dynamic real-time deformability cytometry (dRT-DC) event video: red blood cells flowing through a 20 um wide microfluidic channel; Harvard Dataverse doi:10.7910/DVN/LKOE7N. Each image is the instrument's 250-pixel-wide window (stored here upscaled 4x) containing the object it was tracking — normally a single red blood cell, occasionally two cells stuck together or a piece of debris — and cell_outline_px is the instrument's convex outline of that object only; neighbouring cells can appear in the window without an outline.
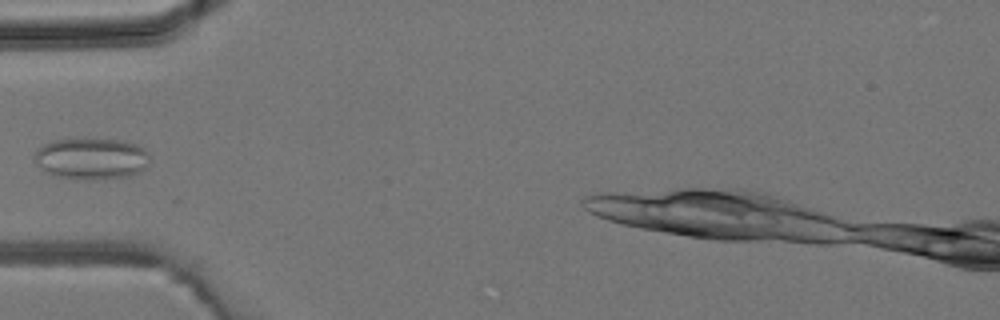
{"species": "common noctule bat (a hibernating species)", "species_latin": "Nyctalus noctula", "temperature_condition": "room temperature", "stored_images_in_passage": 25, "camera_frame_rate_fps": 3000, "um_per_image_px": 0.085, "animal": {"sex": "male", "body_mass_g": 19.2, "forearm_length_mm": 51.8}, "frame": {"image": 1, "passage_image": 1, "time_ms": 0.0, "image_size_px": [1000, 320], "cell_outline_px": [[148, 164], [140, 172], [128, 176], [56, 176], [40, 168], [36, 160], [36, 152], [44, 144], [56, 140], [120, 140], [136, 144], [144, 148], [148, 152]], "centroid_in_image_um": [7.82, 13.44], "position_along_channel_um": 77.2, "area_um2": 26.18}}
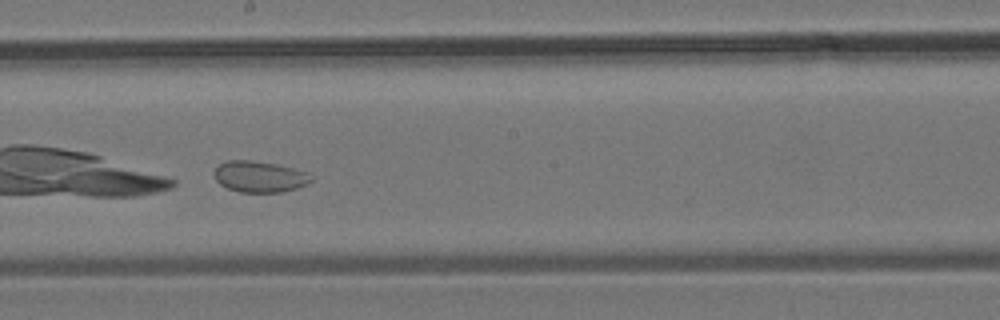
{"frame": {"image": 2, "passage_image": 11, "time_ms": 3.333, "image_size_px": [1000, 320], "cell_outline_px": [[312, 180], [308, 184], [296, 188], [280, 192], [240, 192], [228, 188], [220, 184], [216, 180], [216, 168], [220, 164], [228, 160], [252, 160], [276, 164], [308, 172]], "centroid_in_image_um": [22.08, 15.01], "position_along_channel_um": 226.1, "area_um2": 17.4}}